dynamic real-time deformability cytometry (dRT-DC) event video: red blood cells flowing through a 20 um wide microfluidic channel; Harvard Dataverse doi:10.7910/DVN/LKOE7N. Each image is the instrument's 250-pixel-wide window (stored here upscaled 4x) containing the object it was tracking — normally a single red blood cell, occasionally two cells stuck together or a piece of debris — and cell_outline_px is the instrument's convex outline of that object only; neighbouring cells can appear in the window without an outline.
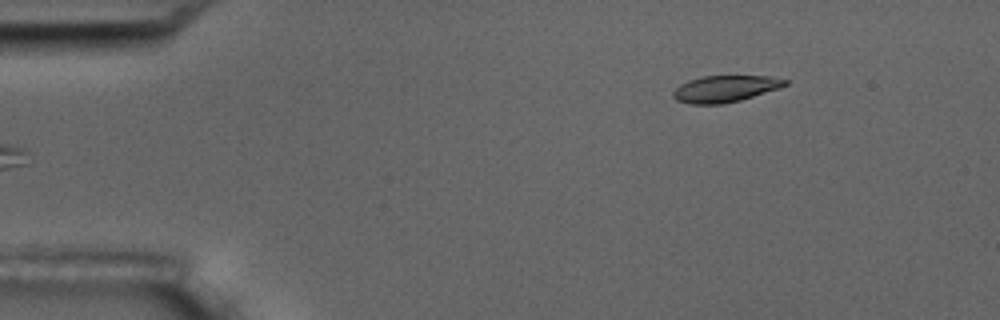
{"species": "common noctule bat (a hibernating species)", "species_latin": "Nyctalus noctula", "temperature_condition": "room temperature", "stored_images_in_passage": 5, "camera_frame_rate_fps": 3000, "um_per_image_px": 0.085, "animal": {"sex": "male", "body_mass_g": 17.5, "forearm_length_mm": 52.3}, "frame": {"image": 1, "passage_image": 5, "time_ms": 4.667, "image_size_px": [1000, 320], "cell_outline_px": [[788, 84], [780, 88], [740, 100], [724, 104], [688, 104], [676, 100], [672, 96], [672, 92], [680, 84], [688, 80], [704, 76], [768, 76], [788, 80]], "centroid_in_image_um": [61.61, 7.55], "position_along_channel_um": 23.4, "area_um2": 17.4}}